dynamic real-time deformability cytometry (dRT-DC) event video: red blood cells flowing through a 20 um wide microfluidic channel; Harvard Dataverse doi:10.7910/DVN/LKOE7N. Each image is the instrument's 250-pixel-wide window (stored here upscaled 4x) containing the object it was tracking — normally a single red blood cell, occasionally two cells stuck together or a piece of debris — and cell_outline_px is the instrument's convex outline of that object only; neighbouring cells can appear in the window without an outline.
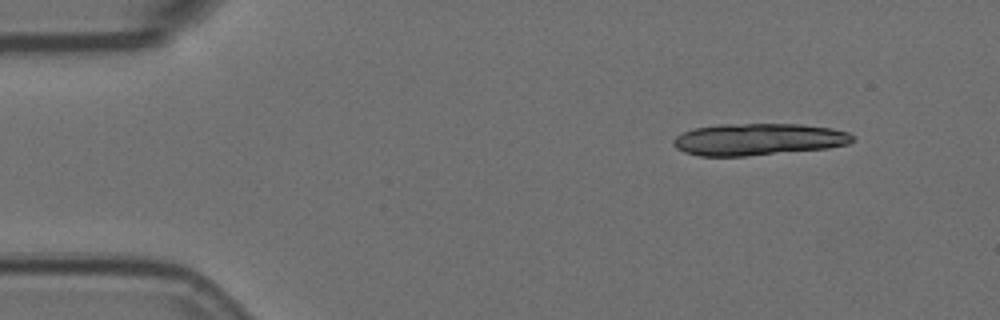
{"species": "Egyptian fruit bat (a non-hibernating species)", "species_latin": "Rousettus aegyptiacus", "temperature_condition": "room temperature", "stored_images_in_passage": 5, "camera_frame_rate_fps": 3000, "um_per_image_px": 0.085, "animal": {"sex": "female"}, "frame": {"image": 1, "passage_image": 1, "time_ms": 0.0, "image_size_px": [1000, 320], "cell_outline_px": [[852, 140], [848, 144], [828, 148], [744, 156], [700, 156], [684, 152], [676, 148], [672, 144], [672, 140], [676, 136], [692, 128], [716, 124], [800, 124], [832, 128], [848, 132], [852, 136]], "centroid_in_image_um": [64.4, 11.84], "position_along_channel_um": 20.6, "area_um2": 33.35}}
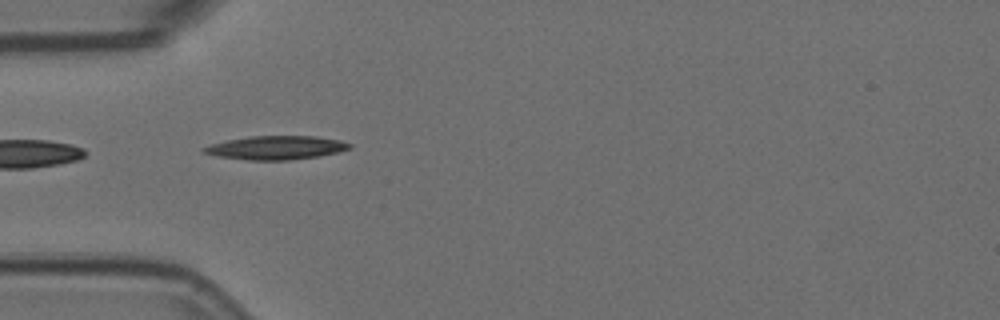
{"frame": {"image": 2, "passage_image": 4, "time_ms": 1.0, "image_size_px": [1000, 320], "cell_outline_px": [[352, 148], [320, 156], [288, 160], [248, 160], [216, 156], [200, 152], [200, 148], [212, 144], [228, 140], [252, 136], [316, 136], [340, 140], [352, 144]], "centroid_in_image_um": [23.45, 12.55], "position_along_channel_um": 61.6, "area_um2": 20.11}}
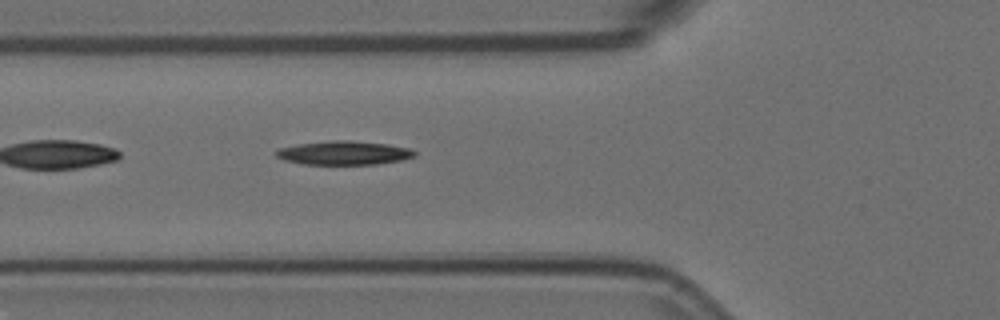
{"frame": {"image": 3, "passage_image": 5, "time_ms": 1.333, "image_size_px": [1000, 320], "cell_outline_px": [[416, 152], [412, 156], [400, 160], [376, 164], [304, 164], [284, 160], [276, 156], [276, 152], [280, 148], [300, 144], [332, 140], [348, 140], [388, 144], [408, 148]], "centroid_in_image_um": [29.21, 12.99], "position_along_channel_um": 96.6, "area_um2": 18.84}}